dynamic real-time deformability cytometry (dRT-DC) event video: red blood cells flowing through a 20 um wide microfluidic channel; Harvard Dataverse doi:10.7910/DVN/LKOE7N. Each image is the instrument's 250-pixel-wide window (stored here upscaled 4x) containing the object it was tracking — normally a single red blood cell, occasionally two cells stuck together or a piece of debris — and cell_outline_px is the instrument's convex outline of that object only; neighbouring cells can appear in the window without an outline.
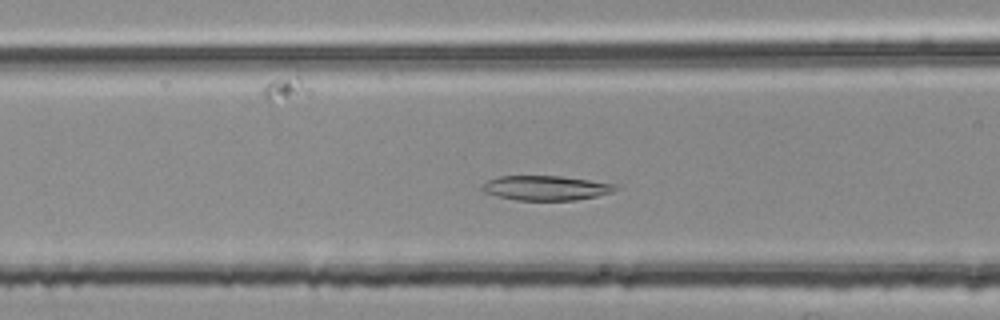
{"species": "common noctule bat (a hibernating species)", "species_latin": "Nyctalus noctula", "temperature_condition": "room temperature", "stored_images_in_passage": 47, "camera_frame_rate_fps": 3000, "um_per_image_px": 0.085, "animal": {"sex": "female", "body_mass_g": 25.1}, "frame": {"image": 1, "passage_image": 17, "time_ms": 5.333, "image_size_px": [1000, 320], "cell_outline_px": [[616, 188], [612, 192], [596, 196], [576, 200], [516, 200], [484, 192], [480, 188], [488, 180], [500, 176], [560, 176], [616, 184]], "centroid_in_image_um": [46.39, 15.97], "position_along_channel_um": 120.2, "area_um2": 18.84}}
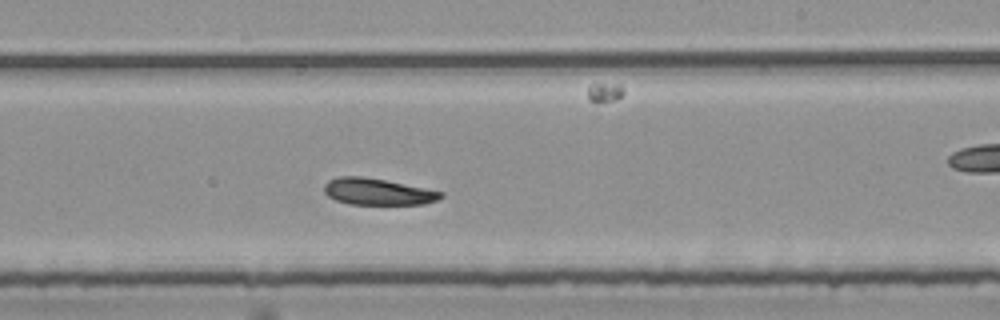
{"frame": {"image": 2, "passage_image": 28, "time_ms": 9.0, "image_size_px": [1000, 320], "cell_outline_px": [[444, 196], [436, 200], [424, 204], [348, 204], [336, 200], [328, 196], [324, 192], [324, 184], [328, 180], [340, 176], [364, 176], [444, 192]], "centroid_in_image_um": [32.07, 16.29], "position_along_channel_um": 256.9, "area_um2": 17.98}}
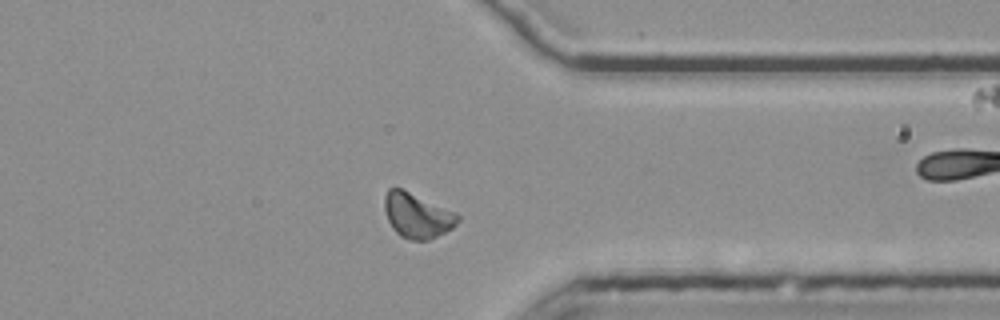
{"frame": {"image": 3, "passage_image": 38, "time_ms": 12.333, "image_size_px": [1000, 320], "cell_outline_px": [[460, 220], [452, 228], [428, 240], [408, 240], [400, 236], [392, 228], [384, 212], [384, 196], [388, 188], [400, 188], [456, 212], [460, 216]], "centroid_in_image_um": [35.44, 18.32], "position_along_channel_um": 376.0, "area_um2": 19.13}}